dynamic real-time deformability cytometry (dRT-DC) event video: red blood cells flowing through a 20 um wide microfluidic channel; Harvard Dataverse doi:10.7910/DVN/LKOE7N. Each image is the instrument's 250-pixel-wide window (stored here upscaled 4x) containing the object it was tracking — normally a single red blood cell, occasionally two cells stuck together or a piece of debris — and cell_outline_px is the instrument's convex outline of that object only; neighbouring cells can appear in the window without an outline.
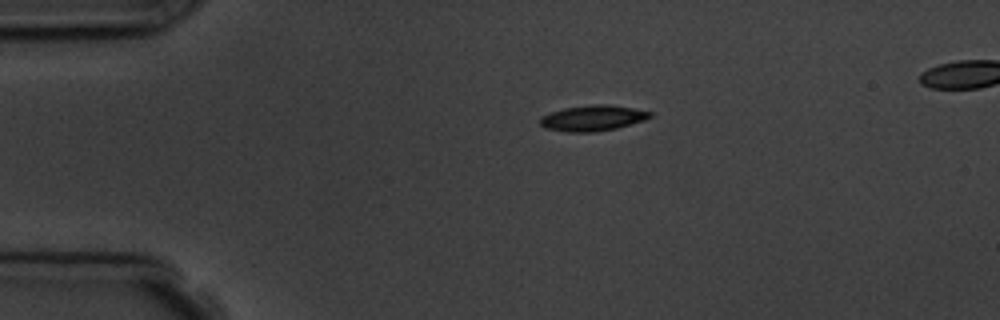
{"species": "common noctule bat (a hibernating species)", "species_latin": "Nyctalus noctula", "temperature_condition": "room temperature", "stored_images_in_passage": 4, "camera_frame_rate_fps": 3000, "um_per_image_px": 0.085, "animal": {"sex": "male", "body_mass_g": 19.5, "forearm_length_mm": 54.6}, "frame": {"image": 1, "passage_image": 1, "time_ms": 0.0, "image_size_px": [1000, 320], "cell_outline_px": [[652, 116], [644, 120], [616, 128], [592, 132], [568, 132], [544, 128], [540, 124], [540, 116], [564, 108], [592, 104], [608, 104], [632, 108], [652, 112]], "centroid_in_image_um": [50.36, 10.03], "position_along_channel_um": 34.6, "area_um2": 16.36}}